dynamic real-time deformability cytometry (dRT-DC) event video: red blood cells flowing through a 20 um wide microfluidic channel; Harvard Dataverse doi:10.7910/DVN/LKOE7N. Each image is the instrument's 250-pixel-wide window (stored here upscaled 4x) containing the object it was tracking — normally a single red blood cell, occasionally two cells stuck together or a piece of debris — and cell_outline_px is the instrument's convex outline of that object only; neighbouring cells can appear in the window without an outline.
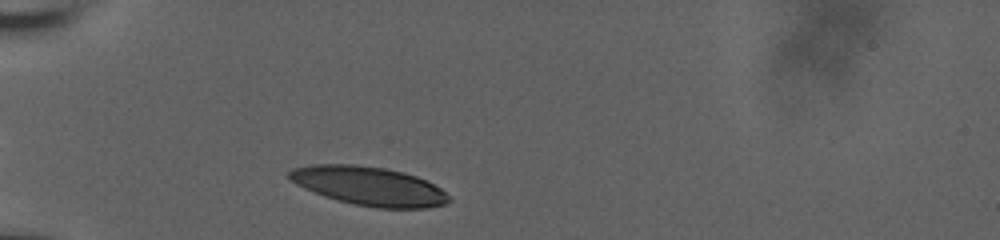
{"species": "human", "species_latin": "Homo sapiens", "temperature_condition": "room temperature", "stored_images_in_passage": 32, "camera_frame_rate_fps": 3000, "um_per_image_px": 0.085, "donor": {"sex": "male"}, "frame": {"image": 1, "passage_image": 1, "time_ms": 0.0, "image_size_px": [1000, 240], "cell_outline_px": [[452, 200], [448, 204], [428, 208], [376, 208], [336, 200], [324, 196], [304, 188], [296, 184], [288, 176], [288, 172], [292, 168], [312, 164], [356, 164], [384, 168], [404, 172], [416, 176], [440, 188]], "centroid_in_image_um": [31.36, 15.81], "position_along_channel_um": 53.6, "area_um2": 36.13}}
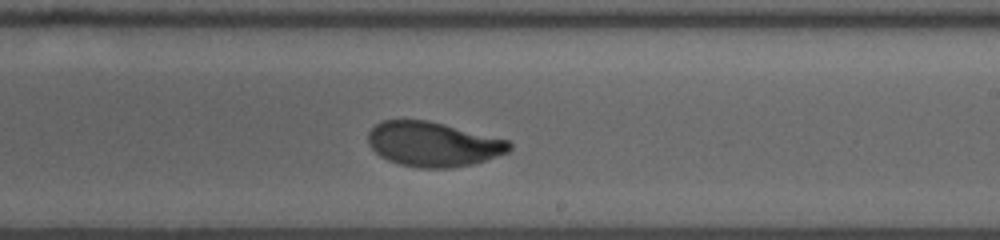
{"frame": {"image": 2, "passage_image": 19, "time_ms": 6.0, "image_size_px": [1000, 240], "cell_outline_px": [[512, 148], [508, 152], [472, 164], [448, 168], [420, 168], [400, 164], [388, 160], [380, 156], [368, 144], [368, 132], [376, 124], [384, 120], [428, 120], [508, 140], [512, 144]], "centroid_in_image_um": [36.8, 12.25], "position_along_channel_um": 252.2, "area_um2": 36.53}}
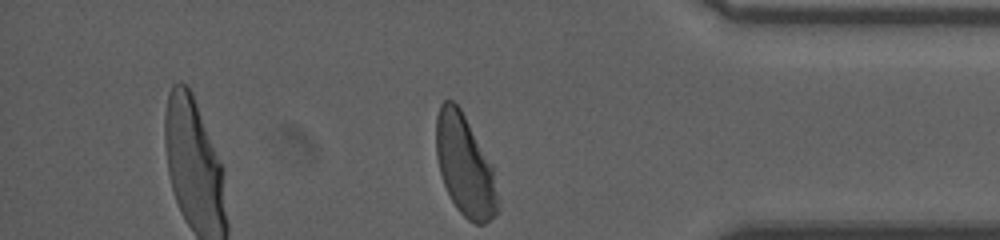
{"frame": {"image": 3, "passage_image": 32, "time_ms": 10.333, "image_size_px": [1000, 240], "cell_outline_px": [[500, 200], [496, 212], [484, 224], [476, 224], [468, 220], [456, 208], [444, 184], [440, 172], [436, 156], [436, 116], [440, 104], [444, 100], [452, 100], [460, 108], [492, 164]], "centroid_in_image_um": [39.52, 14.08], "position_along_channel_um": 395.7, "area_um2": 36.18}, "authors_computed_cell_mechanics": {"area_um2": 37.5122, "velocity_mm_per_s": 3.6842, "shape_relaxation_time_tau1_ms": 3.4846, "shape_relaxation_time_tau2_ms": 1.1313, "deformation_change_tau1": 0.1697, "deformation_change_tau2": 0.0468}}